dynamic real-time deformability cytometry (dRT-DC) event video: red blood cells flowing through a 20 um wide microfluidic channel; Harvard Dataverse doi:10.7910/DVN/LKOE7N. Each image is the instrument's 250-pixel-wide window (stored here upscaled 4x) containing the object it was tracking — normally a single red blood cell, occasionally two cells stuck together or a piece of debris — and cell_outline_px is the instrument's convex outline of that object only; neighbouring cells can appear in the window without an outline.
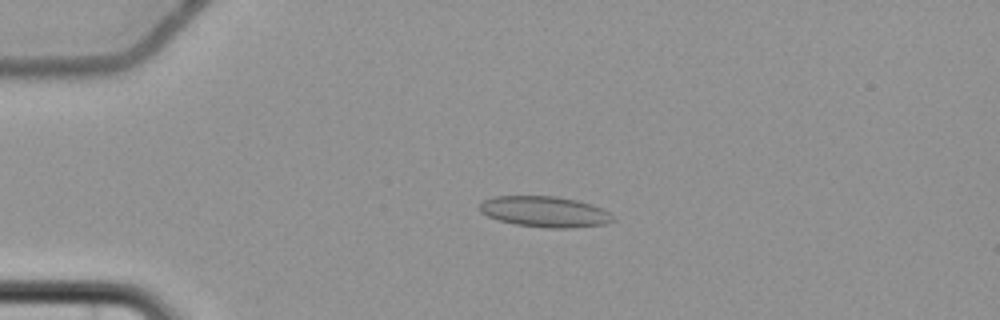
{"species": "common noctule bat (a hibernating species)", "species_latin": "Nyctalus noctula", "temperature_condition": "cold", "stored_images_in_passage": 5, "camera_frame_rate_fps": 3000, "um_per_image_px": 0.085, "animal": {"sex": "female", "body_mass_g": 22.7, "forearm_length_mm": 54.2}, "frame": {"image": 1, "passage_image": 4, "time_ms": 4.333, "image_size_px": [1000, 320], "cell_outline_px": [[616, 220], [608, 224], [572, 228], [548, 228], [516, 224], [500, 220], [488, 216], [480, 212], [480, 204], [484, 200], [492, 196], [556, 196], [576, 200], [592, 204], [616, 216]], "centroid_in_image_um": [46.36, 18.0], "position_along_channel_um": 38.6, "area_um2": 24.04}}